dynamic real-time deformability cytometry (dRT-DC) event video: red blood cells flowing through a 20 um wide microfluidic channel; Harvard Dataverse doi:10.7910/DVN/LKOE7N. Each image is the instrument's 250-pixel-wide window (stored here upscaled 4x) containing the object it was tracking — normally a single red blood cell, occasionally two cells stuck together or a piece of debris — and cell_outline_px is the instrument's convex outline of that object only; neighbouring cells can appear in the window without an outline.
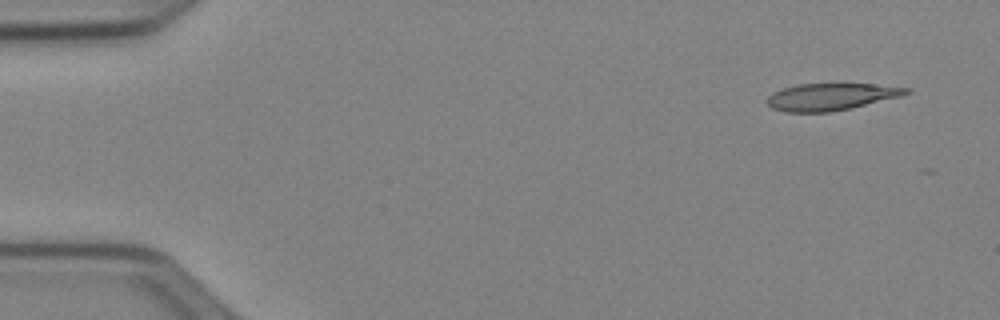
{"species": "Egyptian fruit bat (a non-hibernating species)", "species_latin": "Rousettus aegyptiacus", "temperature_condition": "cold", "stored_images_in_passage": 5, "camera_frame_rate_fps": 3000, "um_per_image_px": 0.085, "animal": {"sex": "female"}, "frame": {"image": 1, "passage_image": 2, "time_ms": 0.333, "image_size_px": [1000, 320], "cell_outline_px": [[912, 92], [900, 96], [848, 108], [828, 112], [784, 112], [772, 108], [764, 100], [772, 92], [784, 88], [800, 84], [872, 84], [912, 88]], "centroid_in_image_um": [70.59, 8.22], "position_along_channel_um": 14.4, "area_um2": 21.68}}